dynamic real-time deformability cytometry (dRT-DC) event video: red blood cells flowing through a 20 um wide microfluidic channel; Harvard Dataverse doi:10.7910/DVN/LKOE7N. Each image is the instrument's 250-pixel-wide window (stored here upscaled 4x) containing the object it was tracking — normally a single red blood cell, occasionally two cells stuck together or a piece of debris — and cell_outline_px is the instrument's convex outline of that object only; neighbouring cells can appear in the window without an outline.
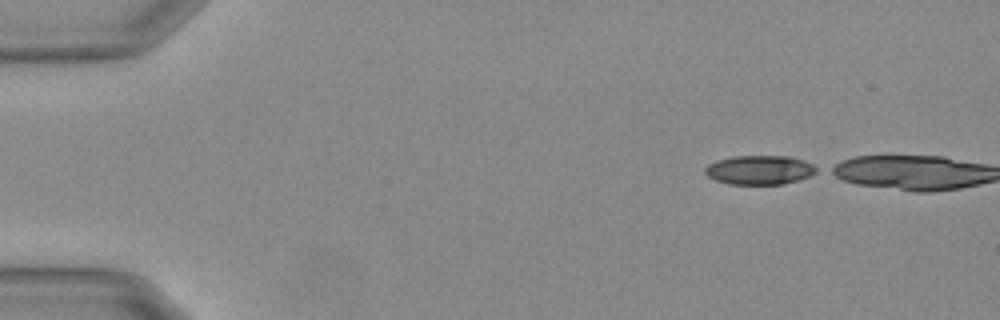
{"species": "Egyptian fruit bat (a non-hibernating species)", "species_latin": "Rousettus aegyptiacus", "temperature_condition": "warm", "stored_images_in_passage": 3, "camera_frame_rate_fps": 3000, "um_per_image_px": 0.085, "animal": {"sex": "female"}, "frame": {"image": 1, "passage_image": 1, "time_ms": 0.0, "image_size_px": [1000, 320], "cell_outline_px": [[820, 168], [816, 172], [808, 176], [784, 184], [728, 184], [716, 180], [708, 176], [704, 172], [704, 168], [708, 164], [716, 160], [732, 156], [788, 156], [812, 164]], "centroid_in_image_um": [64.52, 14.44], "position_along_channel_um": 20.5, "area_um2": 18.84}}